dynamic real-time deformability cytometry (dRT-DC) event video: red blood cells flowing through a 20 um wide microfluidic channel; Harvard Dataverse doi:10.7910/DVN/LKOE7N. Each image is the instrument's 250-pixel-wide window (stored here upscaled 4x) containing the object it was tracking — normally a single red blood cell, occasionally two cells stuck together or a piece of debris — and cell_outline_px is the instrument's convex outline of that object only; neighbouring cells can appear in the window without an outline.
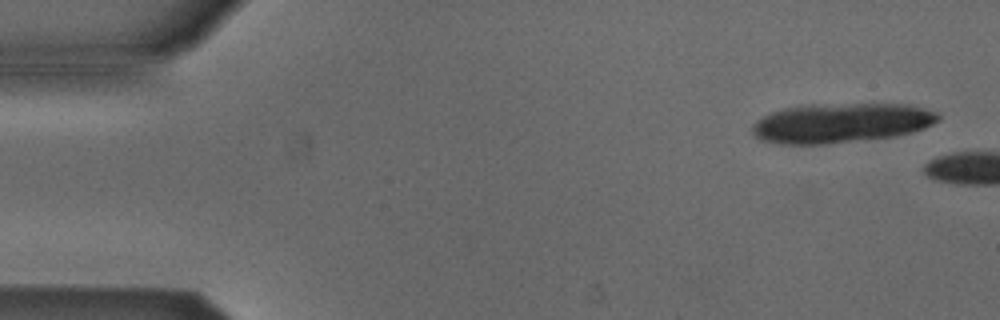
{"species": "Egyptian fruit bat (a non-hibernating species)", "species_latin": "Rousettus aegyptiacus", "temperature_condition": "cold", "stored_images_in_passage": 9, "camera_frame_rate_fps": 3000, "um_per_image_px": 0.085, "animal": {"sex": "male"}, "frame": {"image": 1, "passage_image": 2, "time_ms": 0.333, "image_size_px": [1000, 320], "cell_outline_px": [[940, 120], [924, 128], [912, 132], [896, 136], [824, 144], [780, 144], [760, 140], [752, 132], [752, 124], [756, 120], [772, 112], [784, 108], [804, 104], [904, 104], [924, 108], [936, 112], [940, 116]], "centroid_in_image_um": [71.47, 10.45], "position_along_channel_um": 13.5, "area_um2": 43.0}}